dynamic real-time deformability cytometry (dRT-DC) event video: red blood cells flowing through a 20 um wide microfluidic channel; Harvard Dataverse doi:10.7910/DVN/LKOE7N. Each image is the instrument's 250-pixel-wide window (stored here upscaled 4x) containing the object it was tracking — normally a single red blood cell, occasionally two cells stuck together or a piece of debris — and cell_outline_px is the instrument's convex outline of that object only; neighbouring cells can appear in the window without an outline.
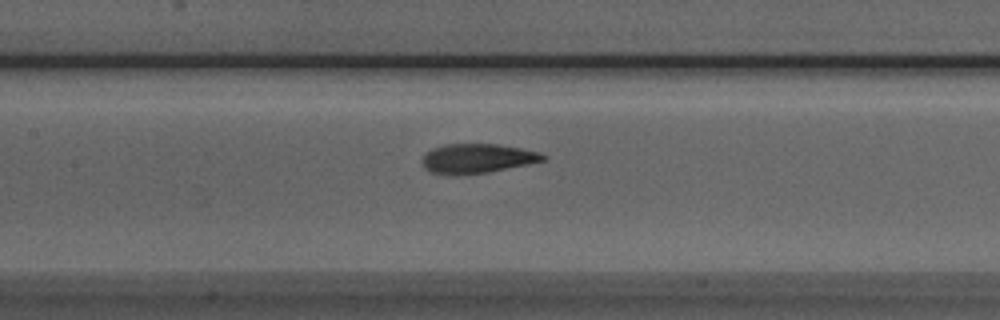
{"species": "Egyptian fruit bat (a non-hibernating species)", "species_latin": "Rousettus aegyptiacus", "temperature_condition": "room temperature", "stored_images_in_passage": 36, "camera_frame_rate_fps": 3000, "um_per_image_px": 0.085, "animal": {"sex": "male"}, "frame": {"image": 1, "passage_image": 12, "time_ms": 3.667, "image_size_px": [1000, 320], "cell_outline_px": [[548, 160], [488, 172], [432, 172], [424, 168], [420, 160], [424, 152], [432, 148], [444, 144], [496, 144], [520, 148], [540, 152], [548, 156]], "centroid_in_image_um": [40.6, 13.42], "position_along_channel_um": 166.8, "area_um2": 20.29}}
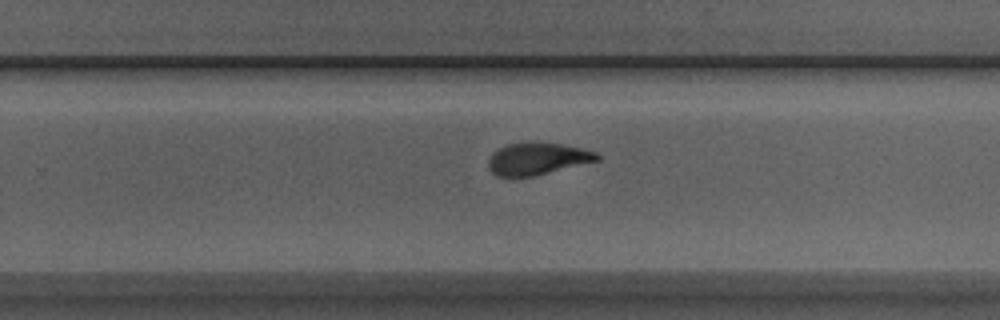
{"frame": {"image": 2, "passage_image": 21, "time_ms": 6.667, "image_size_px": [1000, 320], "cell_outline_px": [[600, 160], [532, 176], [496, 176], [492, 172], [488, 164], [488, 160], [492, 152], [508, 144], [560, 144], [580, 148], [596, 152], [600, 156]], "centroid_in_image_um": [45.67, 13.52], "position_along_channel_um": 284.1, "area_um2": 19.59}}
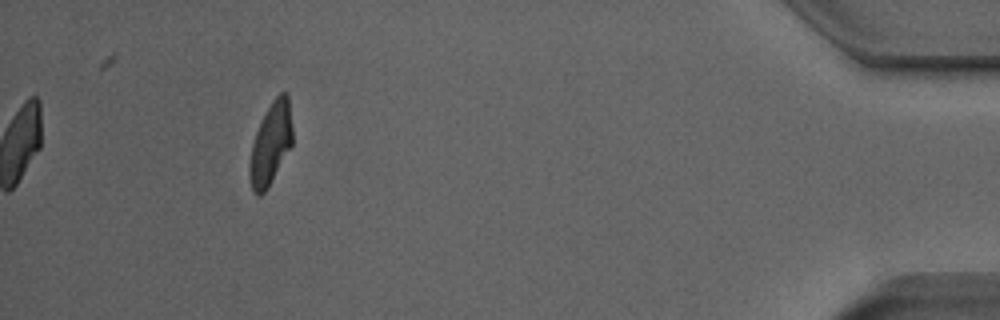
{"frame": {"image": 3, "passage_image": 36, "time_ms": 11.667, "image_size_px": [1000, 320], "cell_outline_px": [[292, 144], [268, 188], [260, 196], [256, 196], [252, 192], [248, 176], [248, 164], [252, 144], [256, 132], [272, 100], [280, 92], [284, 92], [288, 96], [292, 128]], "centroid_in_image_um": [22.98, 12.28], "position_along_channel_um": 412.2, "area_um2": 20.46}, "authors_computed_cell_mechanics": {"area_um2": 21.0681, "velocity_mm_per_s": 3.9279, "shape_relaxation_time_tau1_ms": 3.8128, "shape_relaxation_time_tau2_ms": 1.4038, "deformation_change_tau1": 0.1772, "deformation_change_tau2": 0.0908}}